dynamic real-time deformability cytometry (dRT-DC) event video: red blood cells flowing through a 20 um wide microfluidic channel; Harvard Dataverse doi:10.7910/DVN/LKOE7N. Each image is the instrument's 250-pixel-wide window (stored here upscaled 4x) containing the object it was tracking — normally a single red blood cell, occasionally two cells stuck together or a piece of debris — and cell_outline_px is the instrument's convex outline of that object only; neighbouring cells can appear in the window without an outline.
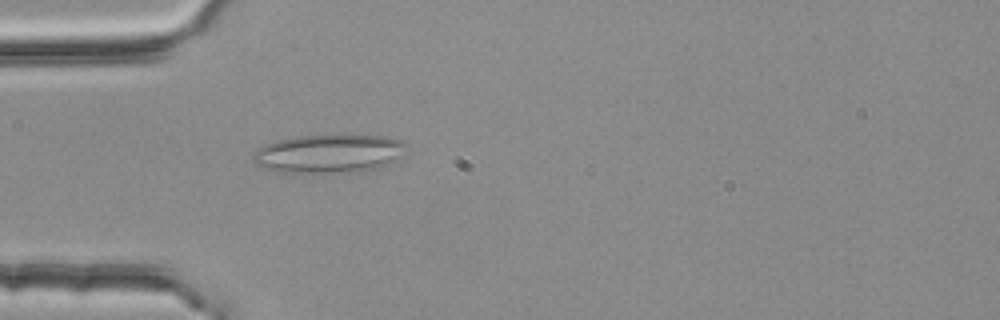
{"species": "common noctule bat (a hibernating species)", "species_latin": "Nyctalus noctula", "temperature_condition": "room temperature", "stored_images_in_passage": 4, "camera_frame_rate_fps": 3000, "um_per_image_px": 0.085, "animal": {"sex": "female", "body_mass_g": 25.1}, "frame": {"image": 1, "passage_image": 4, "time_ms": 1.0, "image_size_px": [1000, 320], "cell_outline_px": [[408, 148], [404, 156], [388, 164], [376, 168], [356, 172], [272, 172], [260, 168], [252, 160], [252, 156], [264, 144], [276, 140], [296, 136], [340, 132], [384, 136], [404, 140], [408, 144]], "centroid_in_image_um": [28.01, 13.01], "position_along_channel_um": 57.0, "area_um2": 35.95}}